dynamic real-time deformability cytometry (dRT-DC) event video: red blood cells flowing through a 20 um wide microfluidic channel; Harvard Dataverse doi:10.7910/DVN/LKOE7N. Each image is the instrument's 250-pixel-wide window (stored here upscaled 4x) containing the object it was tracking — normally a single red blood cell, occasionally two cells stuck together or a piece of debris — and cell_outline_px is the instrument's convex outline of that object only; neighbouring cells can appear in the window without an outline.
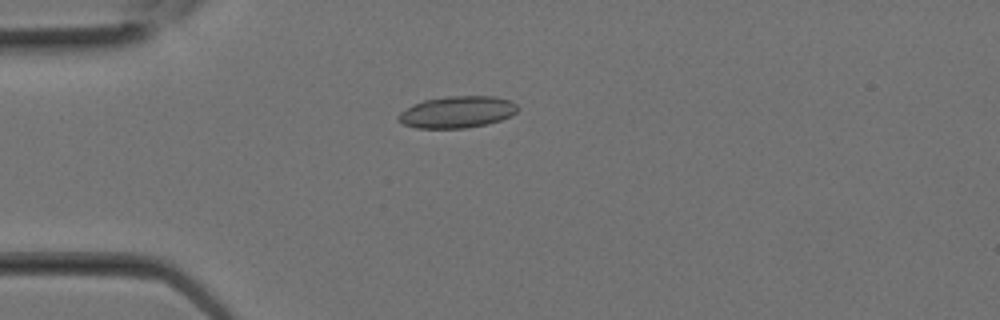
{"species": "Egyptian fruit bat (a non-hibernating species)", "species_latin": "Rousettus aegyptiacus", "temperature_condition": "room temperature", "stored_images_in_passage": 3, "camera_frame_rate_fps": 3000, "um_per_image_px": 0.085, "animal": {"sex": "female"}, "frame": {"image": 1, "passage_image": 2, "time_ms": 0.333, "image_size_px": [1000, 320], "cell_outline_px": [[520, 108], [512, 116], [488, 124], [464, 128], [416, 128], [404, 124], [396, 116], [400, 112], [412, 104], [424, 100], [448, 96], [496, 96], [512, 100]], "centroid_in_image_um": [38.9, 9.51], "position_along_channel_um": 46.1, "area_um2": 22.25}}